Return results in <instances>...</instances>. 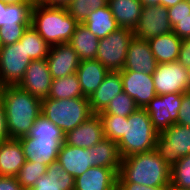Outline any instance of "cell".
Instances as JSON below:
<instances>
[{"instance_id":"cell-20","label":"cell","mask_w":190,"mask_h":190,"mask_svg":"<svg viewBox=\"0 0 190 190\" xmlns=\"http://www.w3.org/2000/svg\"><path fill=\"white\" fill-rule=\"evenodd\" d=\"M123 92L120 71L109 72L97 90L89 97L93 114L104 111L116 95Z\"/></svg>"},{"instance_id":"cell-39","label":"cell","mask_w":190,"mask_h":190,"mask_svg":"<svg viewBox=\"0 0 190 190\" xmlns=\"http://www.w3.org/2000/svg\"><path fill=\"white\" fill-rule=\"evenodd\" d=\"M169 21L171 26H174V18H184L190 15V4L186 0H182L175 6L167 8Z\"/></svg>"},{"instance_id":"cell-8","label":"cell","mask_w":190,"mask_h":190,"mask_svg":"<svg viewBox=\"0 0 190 190\" xmlns=\"http://www.w3.org/2000/svg\"><path fill=\"white\" fill-rule=\"evenodd\" d=\"M155 150L172 168L183 156L190 154V127L178 123L158 134Z\"/></svg>"},{"instance_id":"cell-13","label":"cell","mask_w":190,"mask_h":190,"mask_svg":"<svg viewBox=\"0 0 190 190\" xmlns=\"http://www.w3.org/2000/svg\"><path fill=\"white\" fill-rule=\"evenodd\" d=\"M123 92L134 99L139 108H145L157 95L152 74L120 71Z\"/></svg>"},{"instance_id":"cell-14","label":"cell","mask_w":190,"mask_h":190,"mask_svg":"<svg viewBox=\"0 0 190 190\" xmlns=\"http://www.w3.org/2000/svg\"><path fill=\"white\" fill-rule=\"evenodd\" d=\"M52 80L46 58L32 60L18 86L36 98L43 100L49 96Z\"/></svg>"},{"instance_id":"cell-45","label":"cell","mask_w":190,"mask_h":190,"mask_svg":"<svg viewBox=\"0 0 190 190\" xmlns=\"http://www.w3.org/2000/svg\"><path fill=\"white\" fill-rule=\"evenodd\" d=\"M34 2L44 6L66 7L71 0H34Z\"/></svg>"},{"instance_id":"cell-36","label":"cell","mask_w":190,"mask_h":190,"mask_svg":"<svg viewBox=\"0 0 190 190\" xmlns=\"http://www.w3.org/2000/svg\"><path fill=\"white\" fill-rule=\"evenodd\" d=\"M171 185L190 190V154L183 156L171 168Z\"/></svg>"},{"instance_id":"cell-49","label":"cell","mask_w":190,"mask_h":190,"mask_svg":"<svg viewBox=\"0 0 190 190\" xmlns=\"http://www.w3.org/2000/svg\"><path fill=\"white\" fill-rule=\"evenodd\" d=\"M169 190H187V189H180V188H177V187L170 184L169 185Z\"/></svg>"},{"instance_id":"cell-16","label":"cell","mask_w":190,"mask_h":190,"mask_svg":"<svg viewBox=\"0 0 190 190\" xmlns=\"http://www.w3.org/2000/svg\"><path fill=\"white\" fill-rule=\"evenodd\" d=\"M105 138L102 120L93 114L64 136V143L80 148H91Z\"/></svg>"},{"instance_id":"cell-47","label":"cell","mask_w":190,"mask_h":190,"mask_svg":"<svg viewBox=\"0 0 190 190\" xmlns=\"http://www.w3.org/2000/svg\"><path fill=\"white\" fill-rule=\"evenodd\" d=\"M7 5L18 4V3H35L34 0H1Z\"/></svg>"},{"instance_id":"cell-11","label":"cell","mask_w":190,"mask_h":190,"mask_svg":"<svg viewBox=\"0 0 190 190\" xmlns=\"http://www.w3.org/2000/svg\"><path fill=\"white\" fill-rule=\"evenodd\" d=\"M182 94L156 95L144 108L158 133L177 123Z\"/></svg>"},{"instance_id":"cell-42","label":"cell","mask_w":190,"mask_h":190,"mask_svg":"<svg viewBox=\"0 0 190 190\" xmlns=\"http://www.w3.org/2000/svg\"><path fill=\"white\" fill-rule=\"evenodd\" d=\"M177 61L186 68L190 67V38L182 39Z\"/></svg>"},{"instance_id":"cell-5","label":"cell","mask_w":190,"mask_h":190,"mask_svg":"<svg viewBox=\"0 0 190 190\" xmlns=\"http://www.w3.org/2000/svg\"><path fill=\"white\" fill-rule=\"evenodd\" d=\"M158 131L144 108H138L124 121V136L117 142L122 158L155 149Z\"/></svg>"},{"instance_id":"cell-35","label":"cell","mask_w":190,"mask_h":190,"mask_svg":"<svg viewBox=\"0 0 190 190\" xmlns=\"http://www.w3.org/2000/svg\"><path fill=\"white\" fill-rule=\"evenodd\" d=\"M98 115L102 120L105 138L118 142L124 136V121H128V117L110 114Z\"/></svg>"},{"instance_id":"cell-44","label":"cell","mask_w":190,"mask_h":190,"mask_svg":"<svg viewBox=\"0 0 190 190\" xmlns=\"http://www.w3.org/2000/svg\"><path fill=\"white\" fill-rule=\"evenodd\" d=\"M10 139L7 132V121L5 116V109L0 99V142Z\"/></svg>"},{"instance_id":"cell-19","label":"cell","mask_w":190,"mask_h":190,"mask_svg":"<svg viewBox=\"0 0 190 190\" xmlns=\"http://www.w3.org/2000/svg\"><path fill=\"white\" fill-rule=\"evenodd\" d=\"M90 153V148L84 149L62 143L57 161L61 164L62 168L75 179L92 167V157Z\"/></svg>"},{"instance_id":"cell-17","label":"cell","mask_w":190,"mask_h":190,"mask_svg":"<svg viewBox=\"0 0 190 190\" xmlns=\"http://www.w3.org/2000/svg\"><path fill=\"white\" fill-rule=\"evenodd\" d=\"M157 62L147 40L133 37L130 41L125 65L121 71H136L153 74Z\"/></svg>"},{"instance_id":"cell-46","label":"cell","mask_w":190,"mask_h":190,"mask_svg":"<svg viewBox=\"0 0 190 190\" xmlns=\"http://www.w3.org/2000/svg\"><path fill=\"white\" fill-rule=\"evenodd\" d=\"M180 1L182 0H159V5L169 8L175 6Z\"/></svg>"},{"instance_id":"cell-1","label":"cell","mask_w":190,"mask_h":190,"mask_svg":"<svg viewBox=\"0 0 190 190\" xmlns=\"http://www.w3.org/2000/svg\"><path fill=\"white\" fill-rule=\"evenodd\" d=\"M1 101L5 109L9 138L27 136L42 113V100L17 86H4Z\"/></svg>"},{"instance_id":"cell-51","label":"cell","mask_w":190,"mask_h":190,"mask_svg":"<svg viewBox=\"0 0 190 190\" xmlns=\"http://www.w3.org/2000/svg\"><path fill=\"white\" fill-rule=\"evenodd\" d=\"M2 88H3V86H2V84H1V82H0V99H1Z\"/></svg>"},{"instance_id":"cell-31","label":"cell","mask_w":190,"mask_h":190,"mask_svg":"<svg viewBox=\"0 0 190 190\" xmlns=\"http://www.w3.org/2000/svg\"><path fill=\"white\" fill-rule=\"evenodd\" d=\"M19 42L24 43V50L32 60L47 58L50 46L31 25L23 33Z\"/></svg>"},{"instance_id":"cell-32","label":"cell","mask_w":190,"mask_h":190,"mask_svg":"<svg viewBox=\"0 0 190 190\" xmlns=\"http://www.w3.org/2000/svg\"><path fill=\"white\" fill-rule=\"evenodd\" d=\"M108 0H71L65 7L79 24H83L91 11L107 6Z\"/></svg>"},{"instance_id":"cell-18","label":"cell","mask_w":190,"mask_h":190,"mask_svg":"<svg viewBox=\"0 0 190 190\" xmlns=\"http://www.w3.org/2000/svg\"><path fill=\"white\" fill-rule=\"evenodd\" d=\"M118 174L106 167H90L75 178L74 190H117Z\"/></svg>"},{"instance_id":"cell-23","label":"cell","mask_w":190,"mask_h":190,"mask_svg":"<svg viewBox=\"0 0 190 190\" xmlns=\"http://www.w3.org/2000/svg\"><path fill=\"white\" fill-rule=\"evenodd\" d=\"M75 179L56 160L47 166V172L30 190H74Z\"/></svg>"},{"instance_id":"cell-28","label":"cell","mask_w":190,"mask_h":190,"mask_svg":"<svg viewBox=\"0 0 190 190\" xmlns=\"http://www.w3.org/2000/svg\"><path fill=\"white\" fill-rule=\"evenodd\" d=\"M83 24L98 39L105 38L120 28L108 5L91 11Z\"/></svg>"},{"instance_id":"cell-48","label":"cell","mask_w":190,"mask_h":190,"mask_svg":"<svg viewBox=\"0 0 190 190\" xmlns=\"http://www.w3.org/2000/svg\"><path fill=\"white\" fill-rule=\"evenodd\" d=\"M142 6H156L159 5V0H140Z\"/></svg>"},{"instance_id":"cell-50","label":"cell","mask_w":190,"mask_h":190,"mask_svg":"<svg viewBox=\"0 0 190 190\" xmlns=\"http://www.w3.org/2000/svg\"><path fill=\"white\" fill-rule=\"evenodd\" d=\"M186 70H187V75H188V79H189V83H190V67H187Z\"/></svg>"},{"instance_id":"cell-22","label":"cell","mask_w":190,"mask_h":190,"mask_svg":"<svg viewBox=\"0 0 190 190\" xmlns=\"http://www.w3.org/2000/svg\"><path fill=\"white\" fill-rule=\"evenodd\" d=\"M109 71L96 59L82 60L76 74L82 93L90 97L100 86Z\"/></svg>"},{"instance_id":"cell-7","label":"cell","mask_w":190,"mask_h":190,"mask_svg":"<svg viewBox=\"0 0 190 190\" xmlns=\"http://www.w3.org/2000/svg\"><path fill=\"white\" fill-rule=\"evenodd\" d=\"M133 37V30L118 28L107 37L100 39L95 59L109 72L123 70L128 47Z\"/></svg>"},{"instance_id":"cell-34","label":"cell","mask_w":190,"mask_h":190,"mask_svg":"<svg viewBox=\"0 0 190 190\" xmlns=\"http://www.w3.org/2000/svg\"><path fill=\"white\" fill-rule=\"evenodd\" d=\"M139 107L136 105L134 99L122 92L113 98L106 109L99 114H110L128 117L135 112Z\"/></svg>"},{"instance_id":"cell-38","label":"cell","mask_w":190,"mask_h":190,"mask_svg":"<svg viewBox=\"0 0 190 190\" xmlns=\"http://www.w3.org/2000/svg\"><path fill=\"white\" fill-rule=\"evenodd\" d=\"M177 123L190 127V91L182 93V102Z\"/></svg>"},{"instance_id":"cell-2","label":"cell","mask_w":190,"mask_h":190,"mask_svg":"<svg viewBox=\"0 0 190 190\" xmlns=\"http://www.w3.org/2000/svg\"><path fill=\"white\" fill-rule=\"evenodd\" d=\"M117 182H131L148 187L170 185L171 168L156 150L122 158Z\"/></svg>"},{"instance_id":"cell-26","label":"cell","mask_w":190,"mask_h":190,"mask_svg":"<svg viewBox=\"0 0 190 190\" xmlns=\"http://www.w3.org/2000/svg\"><path fill=\"white\" fill-rule=\"evenodd\" d=\"M90 152L92 167H106L113 169L117 174L119 173L122 157L117 142L104 138L91 147Z\"/></svg>"},{"instance_id":"cell-10","label":"cell","mask_w":190,"mask_h":190,"mask_svg":"<svg viewBox=\"0 0 190 190\" xmlns=\"http://www.w3.org/2000/svg\"><path fill=\"white\" fill-rule=\"evenodd\" d=\"M152 77L157 95L190 91L186 67L178 61L157 64Z\"/></svg>"},{"instance_id":"cell-37","label":"cell","mask_w":190,"mask_h":190,"mask_svg":"<svg viewBox=\"0 0 190 190\" xmlns=\"http://www.w3.org/2000/svg\"><path fill=\"white\" fill-rule=\"evenodd\" d=\"M29 26H2L0 27V47L18 42Z\"/></svg>"},{"instance_id":"cell-30","label":"cell","mask_w":190,"mask_h":190,"mask_svg":"<svg viewBox=\"0 0 190 190\" xmlns=\"http://www.w3.org/2000/svg\"><path fill=\"white\" fill-rule=\"evenodd\" d=\"M77 97L85 96L82 93L79 79L76 73L52 80L48 98L60 100Z\"/></svg>"},{"instance_id":"cell-6","label":"cell","mask_w":190,"mask_h":190,"mask_svg":"<svg viewBox=\"0 0 190 190\" xmlns=\"http://www.w3.org/2000/svg\"><path fill=\"white\" fill-rule=\"evenodd\" d=\"M41 114L59 127L64 134L93 115L88 97L43 99Z\"/></svg>"},{"instance_id":"cell-15","label":"cell","mask_w":190,"mask_h":190,"mask_svg":"<svg viewBox=\"0 0 190 190\" xmlns=\"http://www.w3.org/2000/svg\"><path fill=\"white\" fill-rule=\"evenodd\" d=\"M46 60L52 79L76 73L81 62L77 52L68 43L50 46Z\"/></svg>"},{"instance_id":"cell-29","label":"cell","mask_w":190,"mask_h":190,"mask_svg":"<svg viewBox=\"0 0 190 190\" xmlns=\"http://www.w3.org/2000/svg\"><path fill=\"white\" fill-rule=\"evenodd\" d=\"M34 3L7 5L0 0V27L30 26L31 11Z\"/></svg>"},{"instance_id":"cell-9","label":"cell","mask_w":190,"mask_h":190,"mask_svg":"<svg viewBox=\"0 0 190 190\" xmlns=\"http://www.w3.org/2000/svg\"><path fill=\"white\" fill-rule=\"evenodd\" d=\"M32 59L24 50V43L0 47V82L2 86H17L22 81Z\"/></svg>"},{"instance_id":"cell-33","label":"cell","mask_w":190,"mask_h":190,"mask_svg":"<svg viewBox=\"0 0 190 190\" xmlns=\"http://www.w3.org/2000/svg\"><path fill=\"white\" fill-rule=\"evenodd\" d=\"M47 172V165L25 161L24 165L19 170L16 179L23 189L30 190L36 181L45 175Z\"/></svg>"},{"instance_id":"cell-4","label":"cell","mask_w":190,"mask_h":190,"mask_svg":"<svg viewBox=\"0 0 190 190\" xmlns=\"http://www.w3.org/2000/svg\"><path fill=\"white\" fill-rule=\"evenodd\" d=\"M78 24L65 7L33 4L31 26L49 46L68 43Z\"/></svg>"},{"instance_id":"cell-40","label":"cell","mask_w":190,"mask_h":190,"mask_svg":"<svg viewBox=\"0 0 190 190\" xmlns=\"http://www.w3.org/2000/svg\"><path fill=\"white\" fill-rule=\"evenodd\" d=\"M173 32L181 39L190 38V15L174 18Z\"/></svg>"},{"instance_id":"cell-27","label":"cell","mask_w":190,"mask_h":190,"mask_svg":"<svg viewBox=\"0 0 190 190\" xmlns=\"http://www.w3.org/2000/svg\"><path fill=\"white\" fill-rule=\"evenodd\" d=\"M100 39L84 24H78L68 44L77 52L80 60L95 59Z\"/></svg>"},{"instance_id":"cell-21","label":"cell","mask_w":190,"mask_h":190,"mask_svg":"<svg viewBox=\"0 0 190 190\" xmlns=\"http://www.w3.org/2000/svg\"><path fill=\"white\" fill-rule=\"evenodd\" d=\"M26 159L18 139L0 142V176L16 177Z\"/></svg>"},{"instance_id":"cell-24","label":"cell","mask_w":190,"mask_h":190,"mask_svg":"<svg viewBox=\"0 0 190 190\" xmlns=\"http://www.w3.org/2000/svg\"><path fill=\"white\" fill-rule=\"evenodd\" d=\"M157 64L178 60L182 39L174 32L147 40Z\"/></svg>"},{"instance_id":"cell-41","label":"cell","mask_w":190,"mask_h":190,"mask_svg":"<svg viewBox=\"0 0 190 190\" xmlns=\"http://www.w3.org/2000/svg\"><path fill=\"white\" fill-rule=\"evenodd\" d=\"M117 190H169V185L159 187H148L131 182H117Z\"/></svg>"},{"instance_id":"cell-12","label":"cell","mask_w":190,"mask_h":190,"mask_svg":"<svg viewBox=\"0 0 190 190\" xmlns=\"http://www.w3.org/2000/svg\"><path fill=\"white\" fill-rule=\"evenodd\" d=\"M173 32L166 7L161 5L144 6L140 19L133 30L134 37L148 40L150 38Z\"/></svg>"},{"instance_id":"cell-25","label":"cell","mask_w":190,"mask_h":190,"mask_svg":"<svg viewBox=\"0 0 190 190\" xmlns=\"http://www.w3.org/2000/svg\"><path fill=\"white\" fill-rule=\"evenodd\" d=\"M107 5L119 27L134 30L143 8L140 0H108Z\"/></svg>"},{"instance_id":"cell-43","label":"cell","mask_w":190,"mask_h":190,"mask_svg":"<svg viewBox=\"0 0 190 190\" xmlns=\"http://www.w3.org/2000/svg\"><path fill=\"white\" fill-rule=\"evenodd\" d=\"M0 190H23L16 177L0 176Z\"/></svg>"},{"instance_id":"cell-3","label":"cell","mask_w":190,"mask_h":190,"mask_svg":"<svg viewBox=\"0 0 190 190\" xmlns=\"http://www.w3.org/2000/svg\"><path fill=\"white\" fill-rule=\"evenodd\" d=\"M64 136L59 127L41 114L35 120L29 134L18 140L27 161L48 166L57 160Z\"/></svg>"}]
</instances>
